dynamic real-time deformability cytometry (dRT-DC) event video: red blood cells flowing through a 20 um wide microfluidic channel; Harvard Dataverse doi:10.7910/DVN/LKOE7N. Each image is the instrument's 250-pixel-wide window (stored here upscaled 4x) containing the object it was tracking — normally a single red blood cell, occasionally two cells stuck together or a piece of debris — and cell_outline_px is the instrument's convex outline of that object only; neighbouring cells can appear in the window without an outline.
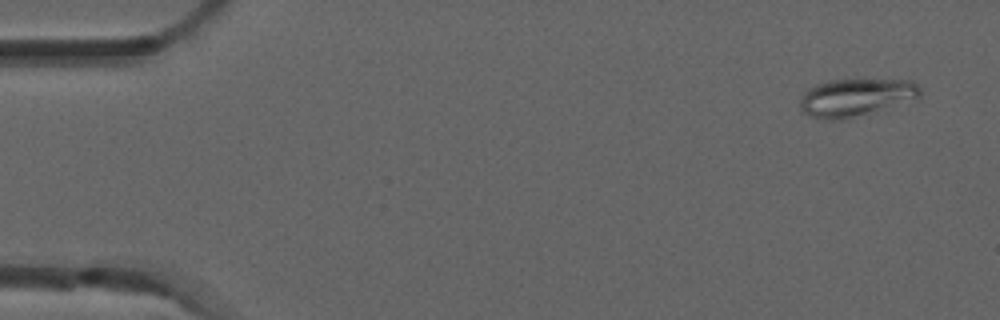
{"species": "common noctule bat (a hibernating species)", "species_latin": "Nyctalus noctula", "temperature_condition": "room temperature", "stored_images_in_passage": 3, "camera_frame_rate_fps": 3000, "um_per_image_px": 0.085, "animal": {"sex": "male", "forearm_length_mm": 52.5}, "frame": {"image": 1, "passage_image": 1, "time_ms": 0.0, "image_size_px": [1000, 320], "cell_outline_px": [[920, 96], [916, 100], [840, 120], [828, 120], [812, 116], [804, 112], [800, 108], [800, 100], [804, 92], [808, 88], [816, 84], [828, 80], [912, 80], [920, 88]], "centroid_in_image_um": [72.75, 8.27], "position_along_channel_um": 12.2, "area_um2": 26.18}}